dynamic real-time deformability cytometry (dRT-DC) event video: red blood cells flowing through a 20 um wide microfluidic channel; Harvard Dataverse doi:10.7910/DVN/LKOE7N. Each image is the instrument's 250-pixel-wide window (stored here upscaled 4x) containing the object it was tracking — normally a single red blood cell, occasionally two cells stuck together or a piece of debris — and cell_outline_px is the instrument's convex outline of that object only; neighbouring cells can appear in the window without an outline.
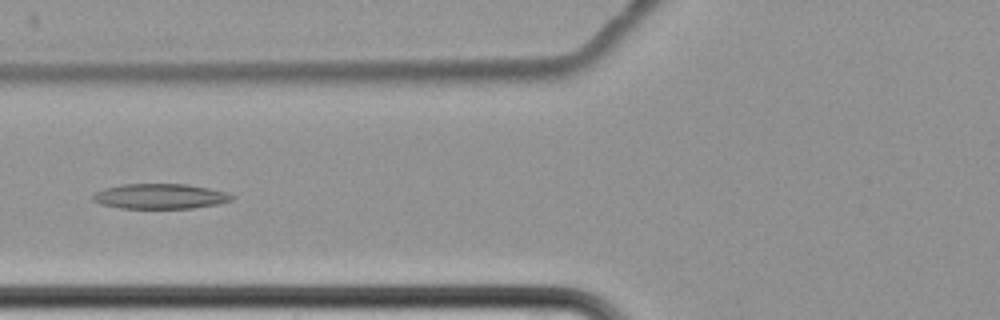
{"species": "common noctule bat (a hibernating species)", "species_latin": "Nyctalus noctula", "temperature_condition": "cold", "stored_images_in_passage": 9, "camera_frame_rate_fps": 3000, "um_per_image_px": 0.085, "animal": {"sex": "female", "body_mass_g": 22.7, "forearm_length_mm": 54.2}, "frame": {"image": 1, "passage_image": 8, "time_ms": 9.333, "image_size_px": [1000, 320], "cell_outline_px": [[236, 196], [232, 200], [216, 204], [192, 208], [120, 208], [100, 204], [92, 200], [92, 196], [96, 192], [104, 188], [124, 184], [188, 184], [228, 192]], "centroid_in_image_um": [13.62, 16.68], "position_along_channel_um": 112.2, "area_um2": 20.35}}
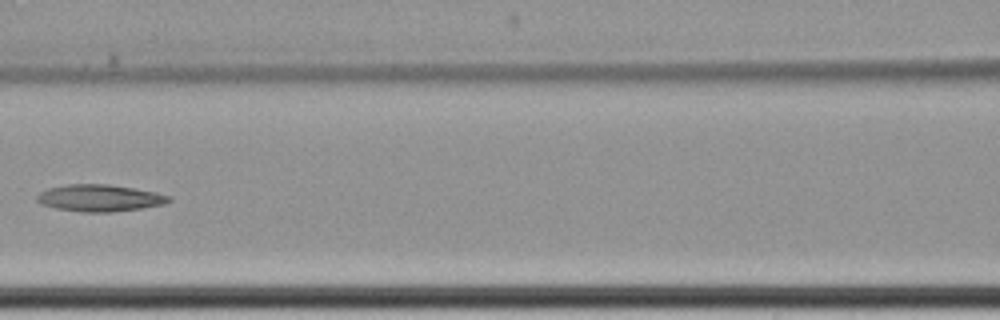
{"frame": {"image": 2, "passage_image": 9, "time_ms": 10.667, "image_size_px": [1000, 320], "cell_outline_px": [[172, 200], [164, 204], [140, 208], [112, 212], [80, 212], [56, 208], [44, 204], [36, 200], [36, 196], [40, 192], [48, 188], [68, 184], [108, 184], [156, 192], [168, 196]], "centroid_in_image_um": [8.45, 16.83], "position_along_channel_um": 158.1, "area_um2": 20.46}}